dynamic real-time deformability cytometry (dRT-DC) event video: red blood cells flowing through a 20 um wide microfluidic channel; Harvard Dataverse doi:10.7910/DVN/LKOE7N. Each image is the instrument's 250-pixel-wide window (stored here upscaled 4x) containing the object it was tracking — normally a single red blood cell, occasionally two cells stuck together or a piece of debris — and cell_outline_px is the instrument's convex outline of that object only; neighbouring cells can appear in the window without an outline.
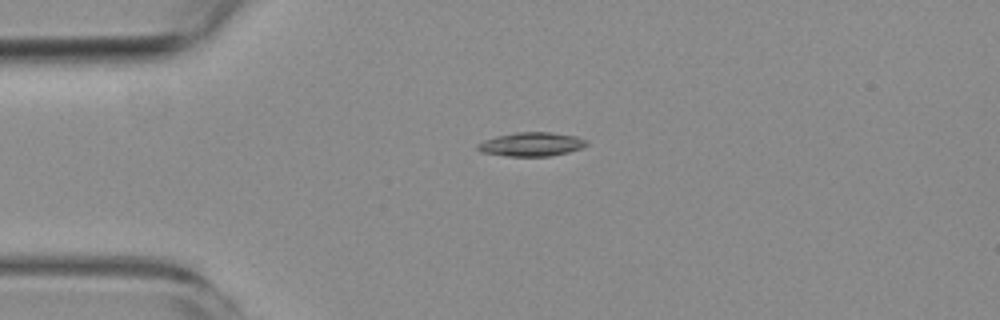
{"species": "common noctule bat (a hibernating species)", "species_latin": "Nyctalus noctula", "temperature_condition": "room temperature", "stored_images_in_passage": 10, "camera_frame_rate_fps": 3000, "um_per_image_px": 0.085, "animal": {"sex": "female", "body_mass_g": 19.3, "forearm_length_mm": 54.1}, "frame": {"image": 1, "passage_image": 4, "time_ms": 3.333, "image_size_px": [1000, 320], "cell_outline_px": [[588, 144], [580, 148], [568, 152], [548, 156], [508, 156], [480, 152], [476, 148], [476, 144], [484, 140], [496, 136], [516, 132], [548, 132], [576, 136], [588, 140]], "centroid_in_image_um": [45.14, 12.26], "position_along_channel_um": 39.9, "area_um2": 15.14}}
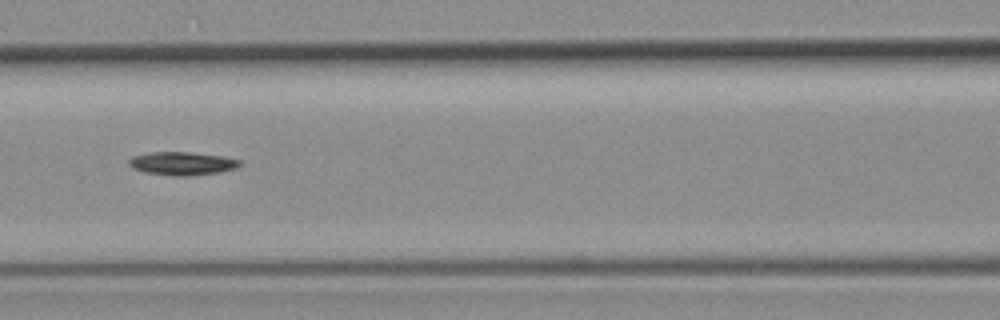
{"frame": {"image": 2, "passage_image": 7, "time_ms": 7.0, "image_size_px": [1000, 320], "cell_outline_px": [[244, 164], [236, 168], [216, 172], [188, 176], [176, 176], [144, 172], [132, 168], [128, 164], [128, 160], [132, 156], [148, 152], [188, 152], [224, 156], [240, 160]], "centroid_in_image_um": [15.47, 13.88], "position_along_channel_um": 151.1, "area_um2": 15.09}}
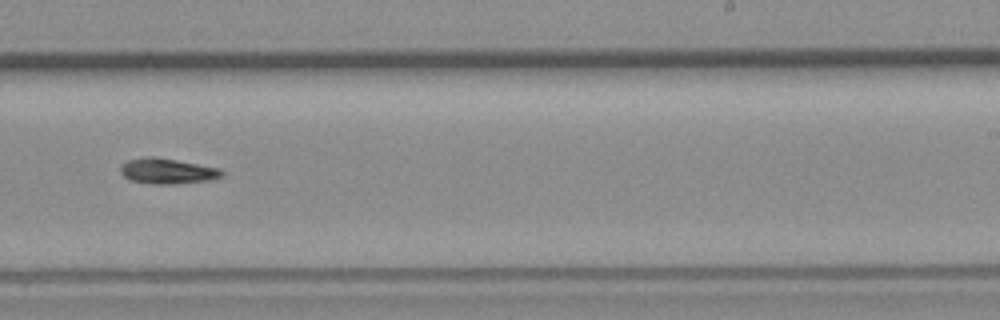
{"frame": {"image": 3, "passage_image": 10, "time_ms": 10.333, "image_size_px": [1000, 320], "cell_outline_px": [[224, 176], [212, 180], [172, 184], [152, 184], [132, 180], [124, 176], [120, 172], [120, 164], [128, 160], [144, 156], [156, 156], [220, 168], [224, 172]], "centroid_in_image_um": [14.24, 14.53], "position_along_channel_um": 274.8, "area_um2": 15.26}}